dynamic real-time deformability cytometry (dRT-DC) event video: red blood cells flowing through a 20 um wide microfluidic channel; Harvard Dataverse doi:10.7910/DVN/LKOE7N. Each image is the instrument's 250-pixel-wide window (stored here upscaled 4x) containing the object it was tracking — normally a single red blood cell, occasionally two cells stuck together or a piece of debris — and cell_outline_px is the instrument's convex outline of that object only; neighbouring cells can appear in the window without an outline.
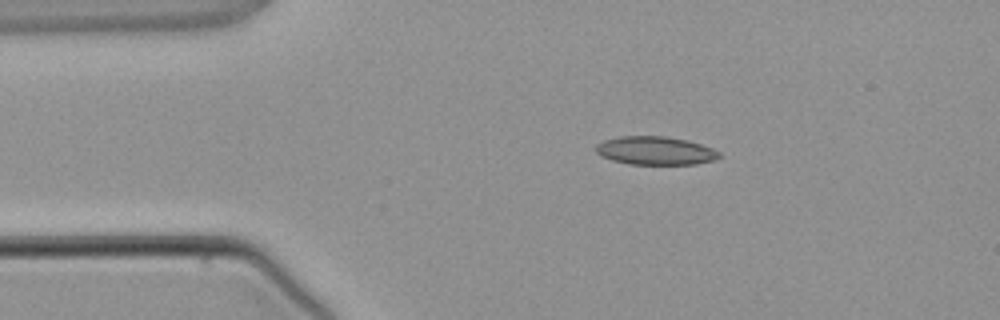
{"species": "common noctule bat (a hibernating species)", "species_latin": "Nyctalus noctula", "temperature_condition": "warm", "stored_images_in_passage": 2, "camera_frame_rate_fps": 3000, "um_per_image_px": 0.085, "animal": {"sex": "male", "body_mass_g": 21.5, "forearm_length_mm": 52.0}, "frame": {"image": 1, "passage_image": 1, "time_ms": 0.0, "image_size_px": [1000, 320], "cell_outline_px": [[720, 156], [712, 160], [696, 164], [628, 164], [612, 160], [600, 156], [596, 152], [596, 144], [604, 140], [620, 136], [664, 136], [688, 140], [712, 148], [720, 152]], "centroid_in_image_um": [55.67, 12.8], "position_along_channel_um": 29.3, "area_um2": 20.35}}